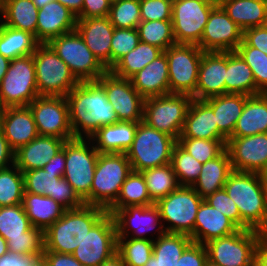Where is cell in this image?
<instances>
[{"label":"cell","mask_w":267,"mask_h":266,"mask_svg":"<svg viewBox=\"0 0 267 266\" xmlns=\"http://www.w3.org/2000/svg\"><path fill=\"white\" fill-rule=\"evenodd\" d=\"M204 199L191 187L179 186L155 202L168 233L192 236L196 214Z\"/></svg>","instance_id":"obj_9"},{"label":"cell","mask_w":267,"mask_h":266,"mask_svg":"<svg viewBox=\"0 0 267 266\" xmlns=\"http://www.w3.org/2000/svg\"><path fill=\"white\" fill-rule=\"evenodd\" d=\"M24 192L45 196H55L56 181L61 177L57 173L45 171L43 168L22 172Z\"/></svg>","instance_id":"obj_50"},{"label":"cell","mask_w":267,"mask_h":266,"mask_svg":"<svg viewBox=\"0 0 267 266\" xmlns=\"http://www.w3.org/2000/svg\"><path fill=\"white\" fill-rule=\"evenodd\" d=\"M11 60L0 54V82L5 76Z\"/></svg>","instance_id":"obj_65"},{"label":"cell","mask_w":267,"mask_h":266,"mask_svg":"<svg viewBox=\"0 0 267 266\" xmlns=\"http://www.w3.org/2000/svg\"><path fill=\"white\" fill-rule=\"evenodd\" d=\"M238 230L240 228L232 220L203 200L196 214L191 239L192 242L206 244L212 239L232 235Z\"/></svg>","instance_id":"obj_26"},{"label":"cell","mask_w":267,"mask_h":266,"mask_svg":"<svg viewBox=\"0 0 267 266\" xmlns=\"http://www.w3.org/2000/svg\"><path fill=\"white\" fill-rule=\"evenodd\" d=\"M247 98L244 94L227 93L203 100L213 110L218 134L226 142L233 134Z\"/></svg>","instance_id":"obj_31"},{"label":"cell","mask_w":267,"mask_h":266,"mask_svg":"<svg viewBox=\"0 0 267 266\" xmlns=\"http://www.w3.org/2000/svg\"><path fill=\"white\" fill-rule=\"evenodd\" d=\"M115 27L109 17L77 19L76 31L99 62L111 69V39Z\"/></svg>","instance_id":"obj_23"},{"label":"cell","mask_w":267,"mask_h":266,"mask_svg":"<svg viewBox=\"0 0 267 266\" xmlns=\"http://www.w3.org/2000/svg\"><path fill=\"white\" fill-rule=\"evenodd\" d=\"M261 94L267 97V87L261 92Z\"/></svg>","instance_id":"obj_71"},{"label":"cell","mask_w":267,"mask_h":266,"mask_svg":"<svg viewBox=\"0 0 267 266\" xmlns=\"http://www.w3.org/2000/svg\"><path fill=\"white\" fill-rule=\"evenodd\" d=\"M32 55L39 96L66 97L79 84L67 64L48 44H39Z\"/></svg>","instance_id":"obj_8"},{"label":"cell","mask_w":267,"mask_h":266,"mask_svg":"<svg viewBox=\"0 0 267 266\" xmlns=\"http://www.w3.org/2000/svg\"><path fill=\"white\" fill-rule=\"evenodd\" d=\"M141 173L145 179L148 194L154 202L168 196L180 186L171 163L145 169Z\"/></svg>","instance_id":"obj_42"},{"label":"cell","mask_w":267,"mask_h":266,"mask_svg":"<svg viewBox=\"0 0 267 266\" xmlns=\"http://www.w3.org/2000/svg\"><path fill=\"white\" fill-rule=\"evenodd\" d=\"M65 143L61 150L53 156L49 162L43 167L45 171H50L51 173H57L59 177H63L65 172Z\"/></svg>","instance_id":"obj_61"},{"label":"cell","mask_w":267,"mask_h":266,"mask_svg":"<svg viewBox=\"0 0 267 266\" xmlns=\"http://www.w3.org/2000/svg\"><path fill=\"white\" fill-rule=\"evenodd\" d=\"M235 51L252 70L256 88L262 92L267 87V55L244 40Z\"/></svg>","instance_id":"obj_49"},{"label":"cell","mask_w":267,"mask_h":266,"mask_svg":"<svg viewBox=\"0 0 267 266\" xmlns=\"http://www.w3.org/2000/svg\"><path fill=\"white\" fill-rule=\"evenodd\" d=\"M132 86L144 98L170 94L168 61L165 52L130 78Z\"/></svg>","instance_id":"obj_27"},{"label":"cell","mask_w":267,"mask_h":266,"mask_svg":"<svg viewBox=\"0 0 267 266\" xmlns=\"http://www.w3.org/2000/svg\"><path fill=\"white\" fill-rule=\"evenodd\" d=\"M38 10L32 0H4L1 2V22L29 32L36 39Z\"/></svg>","instance_id":"obj_37"},{"label":"cell","mask_w":267,"mask_h":266,"mask_svg":"<svg viewBox=\"0 0 267 266\" xmlns=\"http://www.w3.org/2000/svg\"><path fill=\"white\" fill-rule=\"evenodd\" d=\"M66 99L74 138H89L100 127L119 121L104 89L96 81L79 82Z\"/></svg>","instance_id":"obj_1"},{"label":"cell","mask_w":267,"mask_h":266,"mask_svg":"<svg viewBox=\"0 0 267 266\" xmlns=\"http://www.w3.org/2000/svg\"><path fill=\"white\" fill-rule=\"evenodd\" d=\"M33 3L35 4V6L40 9L42 8L43 6H45L46 4L48 3H51L52 1L54 0H32Z\"/></svg>","instance_id":"obj_67"},{"label":"cell","mask_w":267,"mask_h":266,"mask_svg":"<svg viewBox=\"0 0 267 266\" xmlns=\"http://www.w3.org/2000/svg\"><path fill=\"white\" fill-rule=\"evenodd\" d=\"M0 22H1V1H0Z\"/></svg>","instance_id":"obj_73"},{"label":"cell","mask_w":267,"mask_h":266,"mask_svg":"<svg viewBox=\"0 0 267 266\" xmlns=\"http://www.w3.org/2000/svg\"><path fill=\"white\" fill-rule=\"evenodd\" d=\"M259 234L257 230L240 229L232 235L208 241L204 244L208 260L219 266H254Z\"/></svg>","instance_id":"obj_14"},{"label":"cell","mask_w":267,"mask_h":266,"mask_svg":"<svg viewBox=\"0 0 267 266\" xmlns=\"http://www.w3.org/2000/svg\"><path fill=\"white\" fill-rule=\"evenodd\" d=\"M99 152L89 138H74L65 142V172L63 177L85 205H91V186Z\"/></svg>","instance_id":"obj_7"},{"label":"cell","mask_w":267,"mask_h":266,"mask_svg":"<svg viewBox=\"0 0 267 266\" xmlns=\"http://www.w3.org/2000/svg\"><path fill=\"white\" fill-rule=\"evenodd\" d=\"M173 0H140L141 21L172 20Z\"/></svg>","instance_id":"obj_52"},{"label":"cell","mask_w":267,"mask_h":266,"mask_svg":"<svg viewBox=\"0 0 267 266\" xmlns=\"http://www.w3.org/2000/svg\"><path fill=\"white\" fill-rule=\"evenodd\" d=\"M50 197L63 205L66 209H76L85 205V202L79 197L64 177L56 181L55 196Z\"/></svg>","instance_id":"obj_54"},{"label":"cell","mask_w":267,"mask_h":266,"mask_svg":"<svg viewBox=\"0 0 267 266\" xmlns=\"http://www.w3.org/2000/svg\"><path fill=\"white\" fill-rule=\"evenodd\" d=\"M163 52L156 46L140 41L135 49L123 56L109 71L117 77L130 79Z\"/></svg>","instance_id":"obj_40"},{"label":"cell","mask_w":267,"mask_h":266,"mask_svg":"<svg viewBox=\"0 0 267 266\" xmlns=\"http://www.w3.org/2000/svg\"><path fill=\"white\" fill-rule=\"evenodd\" d=\"M13 164H15V151L10 147L0 129V169H5Z\"/></svg>","instance_id":"obj_60"},{"label":"cell","mask_w":267,"mask_h":266,"mask_svg":"<svg viewBox=\"0 0 267 266\" xmlns=\"http://www.w3.org/2000/svg\"><path fill=\"white\" fill-rule=\"evenodd\" d=\"M240 212V229L267 231V188L262 174L233 171L223 187Z\"/></svg>","instance_id":"obj_2"},{"label":"cell","mask_w":267,"mask_h":266,"mask_svg":"<svg viewBox=\"0 0 267 266\" xmlns=\"http://www.w3.org/2000/svg\"><path fill=\"white\" fill-rule=\"evenodd\" d=\"M220 6L243 31L267 25L266 0H221Z\"/></svg>","instance_id":"obj_35"},{"label":"cell","mask_w":267,"mask_h":266,"mask_svg":"<svg viewBox=\"0 0 267 266\" xmlns=\"http://www.w3.org/2000/svg\"><path fill=\"white\" fill-rule=\"evenodd\" d=\"M202 1L215 6H220L221 3V0H202Z\"/></svg>","instance_id":"obj_68"},{"label":"cell","mask_w":267,"mask_h":266,"mask_svg":"<svg viewBox=\"0 0 267 266\" xmlns=\"http://www.w3.org/2000/svg\"><path fill=\"white\" fill-rule=\"evenodd\" d=\"M243 41V30L228 16L221 6L210 13L198 46L204 52L235 51Z\"/></svg>","instance_id":"obj_20"},{"label":"cell","mask_w":267,"mask_h":266,"mask_svg":"<svg viewBox=\"0 0 267 266\" xmlns=\"http://www.w3.org/2000/svg\"><path fill=\"white\" fill-rule=\"evenodd\" d=\"M177 140L143 120L138 122L134 140L126 155L132 171L160 167L171 163L172 152Z\"/></svg>","instance_id":"obj_5"},{"label":"cell","mask_w":267,"mask_h":266,"mask_svg":"<svg viewBox=\"0 0 267 266\" xmlns=\"http://www.w3.org/2000/svg\"><path fill=\"white\" fill-rule=\"evenodd\" d=\"M23 194L22 171L15 164L0 169V207L22 204Z\"/></svg>","instance_id":"obj_43"},{"label":"cell","mask_w":267,"mask_h":266,"mask_svg":"<svg viewBox=\"0 0 267 266\" xmlns=\"http://www.w3.org/2000/svg\"><path fill=\"white\" fill-rule=\"evenodd\" d=\"M22 206L31 225L43 232L54 224L67 210L51 197L24 192Z\"/></svg>","instance_id":"obj_33"},{"label":"cell","mask_w":267,"mask_h":266,"mask_svg":"<svg viewBox=\"0 0 267 266\" xmlns=\"http://www.w3.org/2000/svg\"><path fill=\"white\" fill-rule=\"evenodd\" d=\"M112 216L116 225L117 237L155 241L166 233L159 209L155 204L117 209ZM151 231L154 234H151L152 237L149 234Z\"/></svg>","instance_id":"obj_18"},{"label":"cell","mask_w":267,"mask_h":266,"mask_svg":"<svg viewBox=\"0 0 267 266\" xmlns=\"http://www.w3.org/2000/svg\"><path fill=\"white\" fill-rule=\"evenodd\" d=\"M155 202L148 194L145 179L141 172L132 171L121 186L117 201L107 210L113 214L117 209L128 206H150Z\"/></svg>","instance_id":"obj_41"},{"label":"cell","mask_w":267,"mask_h":266,"mask_svg":"<svg viewBox=\"0 0 267 266\" xmlns=\"http://www.w3.org/2000/svg\"><path fill=\"white\" fill-rule=\"evenodd\" d=\"M0 129L14 151L39 136L28 106L5 107L0 116Z\"/></svg>","instance_id":"obj_24"},{"label":"cell","mask_w":267,"mask_h":266,"mask_svg":"<svg viewBox=\"0 0 267 266\" xmlns=\"http://www.w3.org/2000/svg\"><path fill=\"white\" fill-rule=\"evenodd\" d=\"M211 206L226 215L240 228V212L235 202L228 196L225 189L215 191L213 194L204 198Z\"/></svg>","instance_id":"obj_53"},{"label":"cell","mask_w":267,"mask_h":266,"mask_svg":"<svg viewBox=\"0 0 267 266\" xmlns=\"http://www.w3.org/2000/svg\"><path fill=\"white\" fill-rule=\"evenodd\" d=\"M42 266H84L72 254L43 251Z\"/></svg>","instance_id":"obj_58"},{"label":"cell","mask_w":267,"mask_h":266,"mask_svg":"<svg viewBox=\"0 0 267 266\" xmlns=\"http://www.w3.org/2000/svg\"><path fill=\"white\" fill-rule=\"evenodd\" d=\"M192 99L188 94L177 93L146 98L143 121L178 141Z\"/></svg>","instance_id":"obj_11"},{"label":"cell","mask_w":267,"mask_h":266,"mask_svg":"<svg viewBox=\"0 0 267 266\" xmlns=\"http://www.w3.org/2000/svg\"><path fill=\"white\" fill-rule=\"evenodd\" d=\"M179 138L224 140L218 134L213 110L203 101L192 99Z\"/></svg>","instance_id":"obj_29"},{"label":"cell","mask_w":267,"mask_h":266,"mask_svg":"<svg viewBox=\"0 0 267 266\" xmlns=\"http://www.w3.org/2000/svg\"><path fill=\"white\" fill-rule=\"evenodd\" d=\"M0 266H42L41 260L34 256L6 253L0 258Z\"/></svg>","instance_id":"obj_59"},{"label":"cell","mask_w":267,"mask_h":266,"mask_svg":"<svg viewBox=\"0 0 267 266\" xmlns=\"http://www.w3.org/2000/svg\"><path fill=\"white\" fill-rule=\"evenodd\" d=\"M262 177L265 183V186L267 188V168L265 169V171L262 173Z\"/></svg>","instance_id":"obj_69"},{"label":"cell","mask_w":267,"mask_h":266,"mask_svg":"<svg viewBox=\"0 0 267 266\" xmlns=\"http://www.w3.org/2000/svg\"><path fill=\"white\" fill-rule=\"evenodd\" d=\"M39 44L33 34L0 22V54L4 57L12 60L32 55Z\"/></svg>","instance_id":"obj_39"},{"label":"cell","mask_w":267,"mask_h":266,"mask_svg":"<svg viewBox=\"0 0 267 266\" xmlns=\"http://www.w3.org/2000/svg\"><path fill=\"white\" fill-rule=\"evenodd\" d=\"M112 0H83L81 14L77 19L106 17L109 15Z\"/></svg>","instance_id":"obj_56"},{"label":"cell","mask_w":267,"mask_h":266,"mask_svg":"<svg viewBox=\"0 0 267 266\" xmlns=\"http://www.w3.org/2000/svg\"><path fill=\"white\" fill-rule=\"evenodd\" d=\"M140 38L137 28H115L111 39V68L136 48Z\"/></svg>","instance_id":"obj_51"},{"label":"cell","mask_w":267,"mask_h":266,"mask_svg":"<svg viewBox=\"0 0 267 266\" xmlns=\"http://www.w3.org/2000/svg\"><path fill=\"white\" fill-rule=\"evenodd\" d=\"M99 266H125L122 258L116 253L110 259L104 261Z\"/></svg>","instance_id":"obj_64"},{"label":"cell","mask_w":267,"mask_h":266,"mask_svg":"<svg viewBox=\"0 0 267 266\" xmlns=\"http://www.w3.org/2000/svg\"><path fill=\"white\" fill-rule=\"evenodd\" d=\"M243 40L267 55V25L251 27L243 31Z\"/></svg>","instance_id":"obj_57"},{"label":"cell","mask_w":267,"mask_h":266,"mask_svg":"<svg viewBox=\"0 0 267 266\" xmlns=\"http://www.w3.org/2000/svg\"><path fill=\"white\" fill-rule=\"evenodd\" d=\"M215 7L202 0H173L172 26L176 44L198 45Z\"/></svg>","instance_id":"obj_16"},{"label":"cell","mask_w":267,"mask_h":266,"mask_svg":"<svg viewBox=\"0 0 267 266\" xmlns=\"http://www.w3.org/2000/svg\"><path fill=\"white\" fill-rule=\"evenodd\" d=\"M39 136L74 139L66 97L37 96L29 105Z\"/></svg>","instance_id":"obj_15"},{"label":"cell","mask_w":267,"mask_h":266,"mask_svg":"<svg viewBox=\"0 0 267 266\" xmlns=\"http://www.w3.org/2000/svg\"><path fill=\"white\" fill-rule=\"evenodd\" d=\"M137 30L140 41L156 46L163 51L176 44L172 20L141 21Z\"/></svg>","instance_id":"obj_44"},{"label":"cell","mask_w":267,"mask_h":266,"mask_svg":"<svg viewBox=\"0 0 267 266\" xmlns=\"http://www.w3.org/2000/svg\"><path fill=\"white\" fill-rule=\"evenodd\" d=\"M117 251L116 225L106 213L88 232L72 255L84 266H99Z\"/></svg>","instance_id":"obj_17"},{"label":"cell","mask_w":267,"mask_h":266,"mask_svg":"<svg viewBox=\"0 0 267 266\" xmlns=\"http://www.w3.org/2000/svg\"><path fill=\"white\" fill-rule=\"evenodd\" d=\"M227 52H204L193 99L206 100L225 94Z\"/></svg>","instance_id":"obj_22"},{"label":"cell","mask_w":267,"mask_h":266,"mask_svg":"<svg viewBox=\"0 0 267 266\" xmlns=\"http://www.w3.org/2000/svg\"><path fill=\"white\" fill-rule=\"evenodd\" d=\"M260 94L256 88L253 72L236 51L227 52L225 94Z\"/></svg>","instance_id":"obj_36"},{"label":"cell","mask_w":267,"mask_h":266,"mask_svg":"<svg viewBox=\"0 0 267 266\" xmlns=\"http://www.w3.org/2000/svg\"><path fill=\"white\" fill-rule=\"evenodd\" d=\"M106 213L104 208L92 205L67 209L61 218L44 231L43 251L72 254Z\"/></svg>","instance_id":"obj_3"},{"label":"cell","mask_w":267,"mask_h":266,"mask_svg":"<svg viewBox=\"0 0 267 266\" xmlns=\"http://www.w3.org/2000/svg\"><path fill=\"white\" fill-rule=\"evenodd\" d=\"M254 266H267V231L260 232L257 238Z\"/></svg>","instance_id":"obj_62"},{"label":"cell","mask_w":267,"mask_h":266,"mask_svg":"<svg viewBox=\"0 0 267 266\" xmlns=\"http://www.w3.org/2000/svg\"><path fill=\"white\" fill-rule=\"evenodd\" d=\"M132 172L126 153H99L91 186V205L108 210Z\"/></svg>","instance_id":"obj_6"},{"label":"cell","mask_w":267,"mask_h":266,"mask_svg":"<svg viewBox=\"0 0 267 266\" xmlns=\"http://www.w3.org/2000/svg\"><path fill=\"white\" fill-rule=\"evenodd\" d=\"M177 143L197 161L204 164L218 157L226 149L225 140L179 138Z\"/></svg>","instance_id":"obj_48"},{"label":"cell","mask_w":267,"mask_h":266,"mask_svg":"<svg viewBox=\"0 0 267 266\" xmlns=\"http://www.w3.org/2000/svg\"><path fill=\"white\" fill-rule=\"evenodd\" d=\"M164 52L168 61L170 93L192 96L196 92L204 51L195 44H175Z\"/></svg>","instance_id":"obj_13"},{"label":"cell","mask_w":267,"mask_h":266,"mask_svg":"<svg viewBox=\"0 0 267 266\" xmlns=\"http://www.w3.org/2000/svg\"><path fill=\"white\" fill-rule=\"evenodd\" d=\"M207 260L205 245L192 242L182 253L177 266H205Z\"/></svg>","instance_id":"obj_55"},{"label":"cell","mask_w":267,"mask_h":266,"mask_svg":"<svg viewBox=\"0 0 267 266\" xmlns=\"http://www.w3.org/2000/svg\"><path fill=\"white\" fill-rule=\"evenodd\" d=\"M267 132V97L263 94L248 96L241 116L230 138L245 137Z\"/></svg>","instance_id":"obj_34"},{"label":"cell","mask_w":267,"mask_h":266,"mask_svg":"<svg viewBox=\"0 0 267 266\" xmlns=\"http://www.w3.org/2000/svg\"><path fill=\"white\" fill-rule=\"evenodd\" d=\"M108 17L115 28H137L141 22L140 0H112Z\"/></svg>","instance_id":"obj_47"},{"label":"cell","mask_w":267,"mask_h":266,"mask_svg":"<svg viewBox=\"0 0 267 266\" xmlns=\"http://www.w3.org/2000/svg\"><path fill=\"white\" fill-rule=\"evenodd\" d=\"M171 164L180 186H192L196 182L203 165L178 143L173 149Z\"/></svg>","instance_id":"obj_46"},{"label":"cell","mask_w":267,"mask_h":266,"mask_svg":"<svg viewBox=\"0 0 267 266\" xmlns=\"http://www.w3.org/2000/svg\"><path fill=\"white\" fill-rule=\"evenodd\" d=\"M65 142L61 138L38 136L15 151V165L22 172L43 168Z\"/></svg>","instance_id":"obj_28"},{"label":"cell","mask_w":267,"mask_h":266,"mask_svg":"<svg viewBox=\"0 0 267 266\" xmlns=\"http://www.w3.org/2000/svg\"><path fill=\"white\" fill-rule=\"evenodd\" d=\"M8 252L9 250L7 241L0 235V258Z\"/></svg>","instance_id":"obj_66"},{"label":"cell","mask_w":267,"mask_h":266,"mask_svg":"<svg viewBox=\"0 0 267 266\" xmlns=\"http://www.w3.org/2000/svg\"><path fill=\"white\" fill-rule=\"evenodd\" d=\"M205 266H219V265L207 260L206 263H205Z\"/></svg>","instance_id":"obj_70"},{"label":"cell","mask_w":267,"mask_h":266,"mask_svg":"<svg viewBox=\"0 0 267 266\" xmlns=\"http://www.w3.org/2000/svg\"><path fill=\"white\" fill-rule=\"evenodd\" d=\"M77 17L57 0L38 10L36 40L47 44L51 39L76 29Z\"/></svg>","instance_id":"obj_25"},{"label":"cell","mask_w":267,"mask_h":266,"mask_svg":"<svg viewBox=\"0 0 267 266\" xmlns=\"http://www.w3.org/2000/svg\"><path fill=\"white\" fill-rule=\"evenodd\" d=\"M47 44L67 64L79 82L97 81L108 71L76 29L51 39Z\"/></svg>","instance_id":"obj_10"},{"label":"cell","mask_w":267,"mask_h":266,"mask_svg":"<svg viewBox=\"0 0 267 266\" xmlns=\"http://www.w3.org/2000/svg\"><path fill=\"white\" fill-rule=\"evenodd\" d=\"M63 6L68 8L76 17L82 12L83 0H57Z\"/></svg>","instance_id":"obj_63"},{"label":"cell","mask_w":267,"mask_h":266,"mask_svg":"<svg viewBox=\"0 0 267 266\" xmlns=\"http://www.w3.org/2000/svg\"><path fill=\"white\" fill-rule=\"evenodd\" d=\"M137 125L118 121L100 127L89 139L99 153H126L133 143Z\"/></svg>","instance_id":"obj_30"},{"label":"cell","mask_w":267,"mask_h":266,"mask_svg":"<svg viewBox=\"0 0 267 266\" xmlns=\"http://www.w3.org/2000/svg\"><path fill=\"white\" fill-rule=\"evenodd\" d=\"M0 235L7 241L10 253L41 259L44 232L31 225L22 204L0 207Z\"/></svg>","instance_id":"obj_4"},{"label":"cell","mask_w":267,"mask_h":266,"mask_svg":"<svg viewBox=\"0 0 267 266\" xmlns=\"http://www.w3.org/2000/svg\"><path fill=\"white\" fill-rule=\"evenodd\" d=\"M37 96L39 94L33 55L12 59L0 82L2 106H28Z\"/></svg>","instance_id":"obj_12"},{"label":"cell","mask_w":267,"mask_h":266,"mask_svg":"<svg viewBox=\"0 0 267 266\" xmlns=\"http://www.w3.org/2000/svg\"><path fill=\"white\" fill-rule=\"evenodd\" d=\"M226 149L233 171L262 174L267 168V132L229 138Z\"/></svg>","instance_id":"obj_21"},{"label":"cell","mask_w":267,"mask_h":266,"mask_svg":"<svg viewBox=\"0 0 267 266\" xmlns=\"http://www.w3.org/2000/svg\"><path fill=\"white\" fill-rule=\"evenodd\" d=\"M3 109H4V107L2 106V104H1V102H0V116H1V114H2V112H3Z\"/></svg>","instance_id":"obj_72"},{"label":"cell","mask_w":267,"mask_h":266,"mask_svg":"<svg viewBox=\"0 0 267 266\" xmlns=\"http://www.w3.org/2000/svg\"><path fill=\"white\" fill-rule=\"evenodd\" d=\"M232 172L230 156L225 149L218 157L202 165L201 172L191 187L204 199L215 191L223 189Z\"/></svg>","instance_id":"obj_32"},{"label":"cell","mask_w":267,"mask_h":266,"mask_svg":"<svg viewBox=\"0 0 267 266\" xmlns=\"http://www.w3.org/2000/svg\"><path fill=\"white\" fill-rule=\"evenodd\" d=\"M191 243L190 236L166 232L153 241V254L143 266H177L182 253Z\"/></svg>","instance_id":"obj_38"},{"label":"cell","mask_w":267,"mask_h":266,"mask_svg":"<svg viewBox=\"0 0 267 266\" xmlns=\"http://www.w3.org/2000/svg\"><path fill=\"white\" fill-rule=\"evenodd\" d=\"M105 91L119 121L138 123L143 120L144 98L132 86L130 79H123L107 71L96 81Z\"/></svg>","instance_id":"obj_19"},{"label":"cell","mask_w":267,"mask_h":266,"mask_svg":"<svg viewBox=\"0 0 267 266\" xmlns=\"http://www.w3.org/2000/svg\"><path fill=\"white\" fill-rule=\"evenodd\" d=\"M116 253L122 258L125 266H143L153 254V241L117 237Z\"/></svg>","instance_id":"obj_45"}]
</instances>
